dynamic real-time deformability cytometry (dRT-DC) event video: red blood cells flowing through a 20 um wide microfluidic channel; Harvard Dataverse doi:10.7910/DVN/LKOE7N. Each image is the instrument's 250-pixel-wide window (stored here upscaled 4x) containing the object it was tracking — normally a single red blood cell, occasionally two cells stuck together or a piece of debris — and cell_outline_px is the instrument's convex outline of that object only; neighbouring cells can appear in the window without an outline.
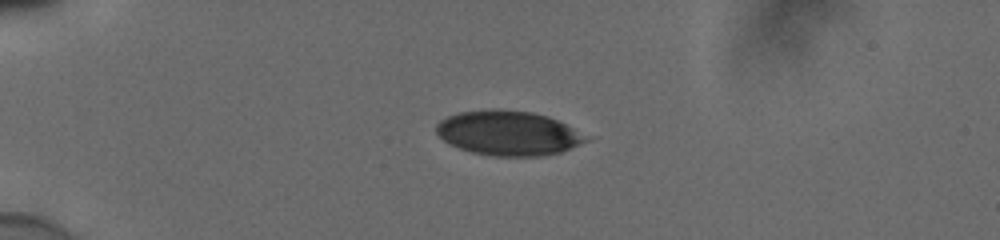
{"species": "human", "species_latin": "Homo sapiens", "temperature_condition": "cold", "stored_images_in_passage": 41, "camera_frame_rate_fps": 3000, "um_per_image_px": 0.085, "donor": {"sex": "male"}, "frame": {"image": 1, "passage_image": 1, "time_ms": 0.0, "image_size_px": [1000, 240], "cell_outline_px": [[588, 140], [560, 152], [544, 156], [492, 156], [472, 152], [448, 144], [436, 132], [436, 124], [440, 120], [448, 116], [460, 112], [492, 108], [496, 108], [532, 112], [548, 116], [572, 128]], "centroid_in_image_um": [43.13, 11.31], "position_along_channel_um": 41.9, "area_um2": 38.61}}
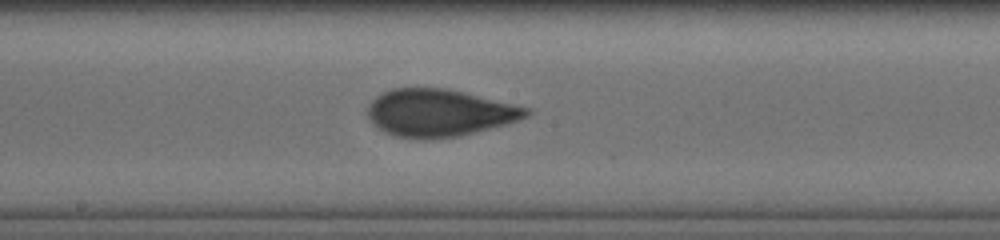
{"frame": {"image": 2, "passage_image": 18, "time_ms": 5.667, "image_size_px": [1000, 240], "cell_outline_px": [[532, 112], [528, 116], [504, 124], [460, 136], [424, 140], [396, 136], [384, 132], [372, 124], [368, 116], [368, 104], [376, 96], [392, 88], [444, 88], [464, 92], [528, 108]], "centroid_in_image_um": [37.28, 9.6], "position_along_channel_um": 210.9, "area_um2": 43.52}}
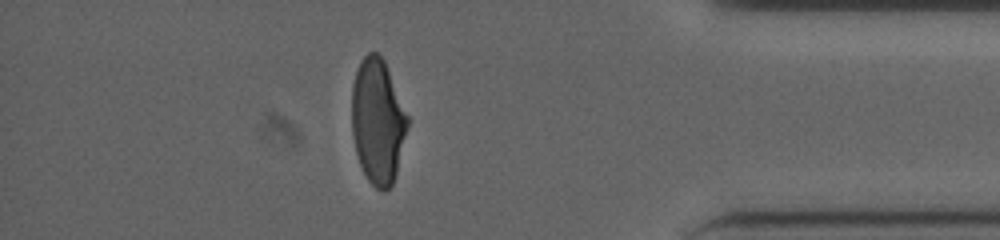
{"frame": {"image": 3, "passage_image": 35, "time_ms": 11.333, "image_size_px": [1000, 240], "cell_outline_px": [[408, 124], [396, 172], [392, 184], [384, 192], [376, 188], [368, 180], [360, 164], [356, 152], [352, 132], [352, 84], [356, 72], [364, 56], [368, 52], [376, 52], [384, 60], [408, 116]], "centroid_in_image_um": [32.09, 10.3], "position_along_channel_um": 403.1, "area_um2": 40.06}, "authors_computed_cell_mechanics": {"area_um2": 42.8876, "velocity_mm_per_s": 3.8654, "shape_relaxation_time_tau1_ms": 5.4942, "shape_relaxation_time_tau2_ms": 0.706, "deformation_change_tau1": 0.162, "deformation_change_tau2": 0.0468}}